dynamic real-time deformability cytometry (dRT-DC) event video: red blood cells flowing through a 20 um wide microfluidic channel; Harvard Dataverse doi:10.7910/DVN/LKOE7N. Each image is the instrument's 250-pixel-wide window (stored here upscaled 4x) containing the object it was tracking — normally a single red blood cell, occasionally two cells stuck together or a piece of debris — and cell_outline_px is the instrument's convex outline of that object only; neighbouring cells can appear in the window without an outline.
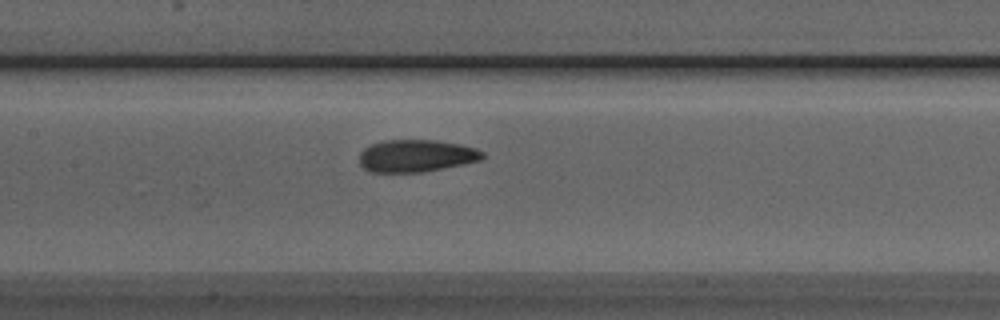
{"species": "Egyptian fruit bat (a non-hibernating species)", "species_latin": "Rousettus aegyptiacus", "temperature_condition": "room temperature", "stored_images_in_passage": 38, "camera_frame_rate_fps": 3000, "um_per_image_px": 0.085, "animal": {"sex": "male"}, "frame": {"image": 1, "passage_image": 17, "time_ms": 5.333, "image_size_px": [1000, 320], "cell_outline_px": [[484, 156], [480, 160], [464, 164], [424, 172], [368, 172], [360, 164], [360, 152], [364, 148], [372, 144], [384, 140], [436, 140], [460, 144], [476, 148], [484, 152]], "centroid_in_image_um": [35.38, 13.24], "position_along_channel_um": 172.0, "area_um2": 23.29}}
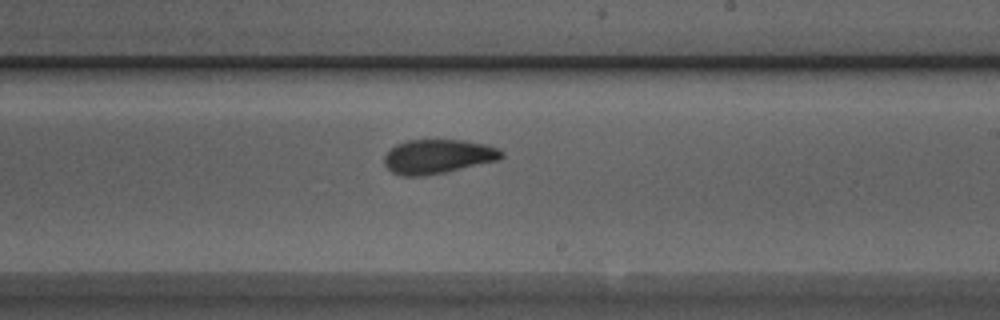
{"frame": {"image": 2, "passage_image": 23, "time_ms": 7.333, "image_size_px": [1000, 320], "cell_outline_px": [[504, 156], [500, 160], [444, 172], [424, 176], [400, 176], [392, 172], [384, 164], [384, 156], [396, 144], [408, 140], [464, 140], [488, 144], [504, 152]], "centroid_in_image_um": [37.24, 13.3], "position_along_channel_um": 251.8, "area_um2": 23.47}}
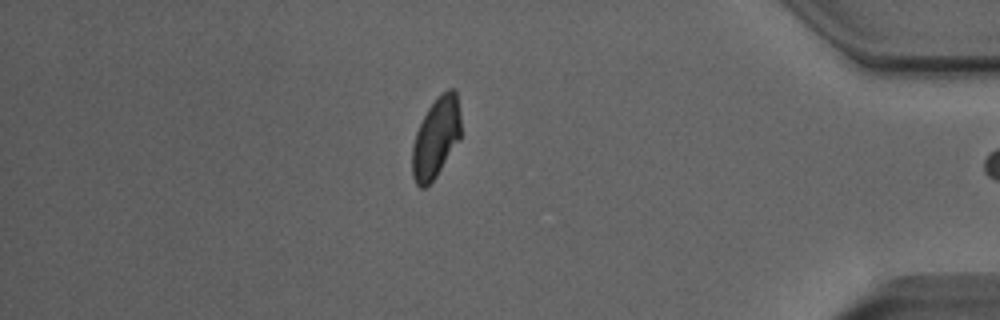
{"frame": {"image": 3, "passage_image": 37, "time_ms": 12.0, "image_size_px": [1000, 320], "cell_outline_px": [[460, 140], [436, 176], [424, 188], [420, 188], [416, 184], [412, 176], [412, 144], [416, 132], [428, 108], [436, 96], [440, 92], [448, 88], [456, 88], [460, 112]], "centroid_in_image_um": [37.06, 11.66], "position_along_channel_um": 398.1, "area_um2": 23.0}, "authors_computed_cell_mechanics": {"area_um2": 23.4379, "velocity_mm_per_s": 4.0026, "shape_relaxation_time_tau1_ms": 4.8931, "shape_relaxation_time_tau2_ms": 1.8952, "deformation_change_tau1": 0.1447, "deformation_change_tau2": 0.0703}}